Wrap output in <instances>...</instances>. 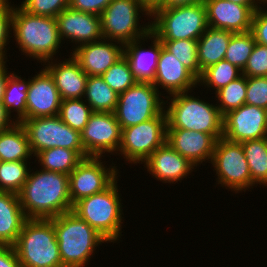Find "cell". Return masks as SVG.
Listing matches in <instances>:
<instances>
[{"label": "cell", "instance_id": "obj_1", "mask_svg": "<svg viewBox=\"0 0 267 267\" xmlns=\"http://www.w3.org/2000/svg\"><path fill=\"white\" fill-rule=\"evenodd\" d=\"M39 170L29 172L18 193L25 216L28 219H51L72 211L69 175L42 168Z\"/></svg>", "mask_w": 267, "mask_h": 267}, {"label": "cell", "instance_id": "obj_2", "mask_svg": "<svg viewBox=\"0 0 267 267\" xmlns=\"http://www.w3.org/2000/svg\"><path fill=\"white\" fill-rule=\"evenodd\" d=\"M12 30L19 49L45 64L54 59L62 42L56 18L33 15L20 6L13 7Z\"/></svg>", "mask_w": 267, "mask_h": 267}, {"label": "cell", "instance_id": "obj_3", "mask_svg": "<svg viewBox=\"0 0 267 267\" xmlns=\"http://www.w3.org/2000/svg\"><path fill=\"white\" fill-rule=\"evenodd\" d=\"M56 233L62 267H84L95 247L108 241L85 220L69 211L50 219Z\"/></svg>", "mask_w": 267, "mask_h": 267}, {"label": "cell", "instance_id": "obj_4", "mask_svg": "<svg viewBox=\"0 0 267 267\" xmlns=\"http://www.w3.org/2000/svg\"><path fill=\"white\" fill-rule=\"evenodd\" d=\"M13 247L21 267H62L50 219H27Z\"/></svg>", "mask_w": 267, "mask_h": 267}, {"label": "cell", "instance_id": "obj_5", "mask_svg": "<svg viewBox=\"0 0 267 267\" xmlns=\"http://www.w3.org/2000/svg\"><path fill=\"white\" fill-rule=\"evenodd\" d=\"M167 110V129H186L223 137V116L216 105L194 98L188 92L172 94Z\"/></svg>", "mask_w": 267, "mask_h": 267}, {"label": "cell", "instance_id": "obj_6", "mask_svg": "<svg viewBox=\"0 0 267 267\" xmlns=\"http://www.w3.org/2000/svg\"><path fill=\"white\" fill-rule=\"evenodd\" d=\"M120 201L116 179L104 191L75 202L72 212L85 220L107 241L115 242L121 235L123 209Z\"/></svg>", "mask_w": 267, "mask_h": 267}, {"label": "cell", "instance_id": "obj_7", "mask_svg": "<svg viewBox=\"0 0 267 267\" xmlns=\"http://www.w3.org/2000/svg\"><path fill=\"white\" fill-rule=\"evenodd\" d=\"M151 32L159 40H198L208 28L203 2L173 8H157L152 14Z\"/></svg>", "mask_w": 267, "mask_h": 267}, {"label": "cell", "instance_id": "obj_8", "mask_svg": "<svg viewBox=\"0 0 267 267\" xmlns=\"http://www.w3.org/2000/svg\"><path fill=\"white\" fill-rule=\"evenodd\" d=\"M141 11L151 18L140 0H112L100 15L103 39L126 44L148 35L151 24H138Z\"/></svg>", "mask_w": 267, "mask_h": 267}, {"label": "cell", "instance_id": "obj_9", "mask_svg": "<svg viewBox=\"0 0 267 267\" xmlns=\"http://www.w3.org/2000/svg\"><path fill=\"white\" fill-rule=\"evenodd\" d=\"M33 156L49 148L75 150L83 159L88 156L81 142L80 132L64 123L58 115L22 120Z\"/></svg>", "mask_w": 267, "mask_h": 267}, {"label": "cell", "instance_id": "obj_10", "mask_svg": "<svg viewBox=\"0 0 267 267\" xmlns=\"http://www.w3.org/2000/svg\"><path fill=\"white\" fill-rule=\"evenodd\" d=\"M159 92L152 83L136 82L119 94L114 114L121 129L158 116L166 104Z\"/></svg>", "mask_w": 267, "mask_h": 267}, {"label": "cell", "instance_id": "obj_11", "mask_svg": "<svg viewBox=\"0 0 267 267\" xmlns=\"http://www.w3.org/2000/svg\"><path fill=\"white\" fill-rule=\"evenodd\" d=\"M167 139V118L163 110L148 121L121 129L119 152L129 163L144 162Z\"/></svg>", "mask_w": 267, "mask_h": 267}, {"label": "cell", "instance_id": "obj_12", "mask_svg": "<svg viewBox=\"0 0 267 267\" xmlns=\"http://www.w3.org/2000/svg\"><path fill=\"white\" fill-rule=\"evenodd\" d=\"M210 163L218 176V184L236 193L251 188V173L241 143L219 138Z\"/></svg>", "mask_w": 267, "mask_h": 267}, {"label": "cell", "instance_id": "obj_13", "mask_svg": "<svg viewBox=\"0 0 267 267\" xmlns=\"http://www.w3.org/2000/svg\"><path fill=\"white\" fill-rule=\"evenodd\" d=\"M100 159L101 157L84 158L69 174L72 205L84 197L104 191L118 178L117 168H106Z\"/></svg>", "mask_w": 267, "mask_h": 267}, {"label": "cell", "instance_id": "obj_14", "mask_svg": "<svg viewBox=\"0 0 267 267\" xmlns=\"http://www.w3.org/2000/svg\"><path fill=\"white\" fill-rule=\"evenodd\" d=\"M80 135L88 157H102L105 152L118 153L121 127L114 113L93 112Z\"/></svg>", "mask_w": 267, "mask_h": 267}, {"label": "cell", "instance_id": "obj_15", "mask_svg": "<svg viewBox=\"0 0 267 267\" xmlns=\"http://www.w3.org/2000/svg\"><path fill=\"white\" fill-rule=\"evenodd\" d=\"M223 137L242 143L267 137V110L243 104L223 116Z\"/></svg>", "mask_w": 267, "mask_h": 267}, {"label": "cell", "instance_id": "obj_16", "mask_svg": "<svg viewBox=\"0 0 267 267\" xmlns=\"http://www.w3.org/2000/svg\"><path fill=\"white\" fill-rule=\"evenodd\" d=\"M208 27L233 33L251 31L252 17L260 5H241L228 0H203Z\"/></svg>", "mask_w": 267, "mask_h": 267}, {"label": "cell", "instance_id": "obj_17", "mask_svg": "<svg viewBox=\"0 0 267 267\" xmlns=\"http://www.w3.org/2000/svg\"><path fill=\"white\" fill-rule=\"evenodd\" d=\"M61 101L53 77L46 69H42L30 79L26 100V119L58 115Z\"/></svg>", "mask_w": 267, "mask_h": 267}, {"label": "cell", "instance_id": "obj_18", "mask_svg": "<svg viewBox=\"0 0 267 267\" xmlns=\"http://www.w3.org/2000/svg\"><path fill=\"white\" fill-rule=\"evenodd\" d=\"M70 54L88 76H101L110 66L124 56V44L101 39L77 45L73 53Z\"/></svg>", "mask_w": 267, "mask_h": 267}, {"label": "cell", "instance_id": "obj_19", "mask_svg": "<svg viewBox=\"0 0 267 267\" xmlns=\"http://www.w3.org/2000/svg\"><path fill=\"white\" fill-rule=\"evenodd\" d=\"M56 21L61 41L68 38L82 45L103 39L99 15L68 7L56 16Z\"/></svg>", "mask_w": 267, "mask_h": 267}, {"label": "cell", "instance_id": "obj_20", "mask_svg": "<svg viewBox=\"0 0 267 267\" xmlns=\"http://www.w3.org/2000/svg\"><path fill=\"white\" fill-rule=\"evenodd\" d=\"M166 142L194 166L212 160L217 139L204 132L186 129H167Z\"/></svg>", "mask_w": 267, "mask_h": 267}, {"label": "cell", "instance_id": "obj_21", "mask_svg": "<svg viewBox=\"0 0 267 267\" xmlns=\"http://www.w3.org/2000/svg\"><path fill=\"white\" fill-rule=\"evenodd\" d=\"M165 89L169 95L189 92L198 85V79L162 43L155 79L152 83Z\"/></svg>", "mask_w": 267, "mask_h": 267}, {"label": "cell", "instance_id": "obj_22", "mask_svg": "<svg viewBox=\"0 0 267 267\" xmlns=\"http://www.w3.org/2000/svg\"><path fill=\"white\" fill-rule=\"evenodd\" d=\"M144 162L147 171L164 183H173L186 178L195 167L167 142L158 147Z\"/></svg>", "mask_w": 267, "mask_h": 267}, {"label": "cell", "instance_id": "obj_23", "mask_svg": "<svg viewBox=\"0 0 267 267\" xmlns=\"http://www.w3.org/2000/svg\"><path fill=\"white\" fill-rule=\"evenodd\" d=\"M152 38L153 46L150 50H144L141 40ZM124 57L128 60L132 74L137 82L153 83L156 75L162 42L150 32L145 37L124 44Z\"/></svg>", "mask_w": 267, "mask_h": 267}, {"label": "cell", "instance_id": "obj_24", "mask_svg": "<svg viewBox=\"0 0 267 267\" xmlns=\"http://www.w3.org/2000/svg\"><path fill=\"white\" fill-rule=\"evenodd\" d=\"M64 62L47 61L44 68L55 81L62 100L81 99L84 97L88 75L81 69L78 62L70 55Z\"/></svg>", "mask_w": 267, "mask_h": 267}, {"label": "cell", "instance_id": "obj_25", "mask_svg": "<svg viewBox=\"0 0 267 267\" xmlns=\"http://www.w3.org/2000/svg\"><path fill=\"white\" fill-rule=\"evenodd\" d=\"M28 218L17 193L0 191V245H14Z\"/></svg>", "mask_w": 267, "mask_h": 267}, {"label": "cell", "instance_id": "obj_26", "mask_svg": "<svg viewBox=\"0 0 267 267\" xmlns=\"http://www.w3.org/2000/svg\"><path fill=\"white\" fill-rule=\"evenodd\" d=\"M233 32L208 27L199 37L198 62L201 72L225 58Z\"/></svg>", "mask_w": 267, "mask_h": 267}, {"label": "cell", "instance_id": "obj_27", "mask_svg": "<svg viewBox=\"0 0 267 267\" xmlns=\"http://www.w3.org/2000/svg\"><path fill=\"white\" fill-rule=\"evenodd\" d=\"M28 137L21 123L0 131V161H27L32 157Z\"/></svg>", "mask_w": 267, "mask_h": 267}, {"label": "cell", "instance_id": "obj_28", "mask_svg": "<svg viewBox=\"0 0 267 267\" xmlns=\"http://www.w3.org/2000/svg\"><path fill=\"white\" fill-rule=\"evenodd\" d=\"M117 94L102 78V76H88L85 94L86 102L93 112L114 113L117 102Z\"/></svg>", "mask_w": 267, "mask_h": 267}, {"label": "cell", "instance_id": "obj_29", "mask_svg": "<svg viewBox=\"0 0 267 267\" xmlns=\"http://www.w3.org/2000/svg\"><path fill=\"white\" fill-rule=\"evenodd\" d=\"M251 173V187L267 186V137L241 143Z\"/></svg>", "mask_w": 267, "mask_h": 267}, {"label": "cell", "instance_id": "obj_30", "mask_svg": "<svg viewBox=\"0 0 267 267\" xmlns=\"http://www.w3.org/2000/svg\"><path fill=\"white\" fill-rule=\"evenodd\" d=\"M35 157L41 163L42 170L69 175L83 158L75 151L66 148H49L38 152Z\"/></svg>", "mask_w": 267, "mask_h": 267}, {"label": "cell", "instance_id": "obj_31", "mask_svg": "<svg viewBox=\"0 0 267 267\" xmlns=\"http://www.w3.org/2000/svg\"><path fill=\"white\" fill-rule=\"evenodd\" d=\"M29 85V79L28 81H24V79L15 73H11L6 84L2 103L10 116L12 113L11 110L14 108L13 112H17V118L15 120L17 123L26 119V100Z\"/></svg>", "mask_w": 267, "mask_h": 267}, {"label": "cell", "instance_id": "obj_32", "mask_svg": "<svg viewBox=\"0 0 267 267\" xmlns=\"http://www.w3.org/2000/svg\"><path fill=\"white\" fill-rule=\"evenodd\" d=\"M240 76H242V70L223 59L204 69L198 83H203L201 85L205 84L208 88L213 87L217 92Z\"/></svg>", "mask_w": 267, "mask_h": 267}, {"label": "cell", "instance_id": "obj_33", "mask_svg": "<svg viewBox=\"0 0 267 267\" xmlns=\"http://www.w3.org/2000/svg\"><path fill=\"white\" fill-rule=\"evenodd\" d=\"M163 46L197 78L201 77L198 62V42L192 39L160 40Z\"/></svg>", "mask_w": 267, "mask_h": 267}, {"label": "cell", "instance_id": "obj_34", "mask_svg": "<svg viewBox=\"0 0 267 267\" xmlns=\"http://www.w3.org/2000/svg\"><path fill=\"white\" fill-rule=\"evenodd\" d=\"M246 91L247 77L242 75L215 92L217 100L221 103L217 105L220 114L224 116L228 112L245 104Z\"/></svg>", "mask_w": 267, "mask_h": 267}, {"label": "cell", "instance_id": "obj_35", "mask_svg": "<svg viewBox=\"0 0 267 267\" xmlns=\"http://www.w3.org/2000/svg\"><path fill=\"white\" fill-rule=\"evenodd\" d=\"M92 113L93 111L86 100L83 101L82 98L66 99L61 101L58 116L69 127L81 132Z\"/></svg>", "mask_w": 267, "mask_h": 267}, {"label": "cell", "instance_id": "obj_36", "mask_svg": "<svg viewBox=\"0 0 267 267\" xmlns=\"http://www.w3.org/2000/svg\"><path fill=\"white\" fill-rule=\"evenodd\" d=\"M26 161H0V191L19 193L29 175Z\"/></svg>", "mask_w": 267, "mask_h": 267}, {"label": "cell", "instance_id": "obj_37", "mask_svg": "<svg viewBox=\"0 0 267 267\" xmlns=\"http://www.w3.org/2000/svg\"><path fill=\"white\" fill-rule=\"evenodd\" d=\"M255 44L251 31L233 33L224 59L243 70Z\"/></svg>", "mask_w": 267, "mask_h": 267}, {"label": "cell", "instance_id": "obj_38", "mask_svg": "<svg viewBox=\"0 0 267 267\" xmlns=\"http://www.w3.org/2000/svg\"><path fill=\"white\" fill-rule=\"evenodd\" d=\"M101 76L117 94L125 92L137 82L131 72L128 60L124 56L110 66Z\"/></svg>", "mask_w": 267, "mask_h": 267}, {"label": "cell", "instance_id": "obj_39", "mask_svg": "<svg viewBox=\"0 0 267 267\" xmlns=\"http://www.w3.org/2000/svg\"><path fill=\"white\" fill-rule=\"evenodd\" d=\"M69 4L70 0H25L20 7L33 15L56 18Z\"/></svg>", "mask_w": 267, "mask_h": 267}, {"label": "cell", "instance_id": "obj_40", "mask_svg": "<svg viewBox=\"0 0 267 267\" xmlns=\"http://www.w3.org/2000/svg\"><path fill=\"white\" fill-rule=\"evenodd\" d=\"M245 104L267 110V76L247 77Z\"/></svg>", "mask_w": 267, "mask_h": 267}, {"label": "cell", "instance_id": "obj_41", "mask_svg": "<svg viewBox=\"0 0 267 267\" xmlns=\"http://www.w3.org/2000/svg\"><path fill=\"white\" fill-rule=\"evenodd\" d=\"M242 75L246 77L267 76V46L255 44L242 70Z\"/></svg>", "mask_w": 267, "mask_h": 267}, {"label": "cell", "instance_id": "obj_42", "mask_svg": "<svg viewBox=\"0 0 267 267\" xmlns=\"http://www.w3.org/2000/svg\"><path fill=\"white\" fill-rule=\"evenodd\" d=\"M13 5L10 6L8 0H0V54L6 59L5 52L12 30ZM5 49V50H4Z\"/></svg>", "mask_w": 267, "mask_h": 267}, {"label": "cell", "instance_id": "obj_43", "mask_svg": "<svg viewBox=\"0 0 267 267\" xmlns=\"http://www.w3.org/2000/svg\"><path fill=\"white\" fill-rule=\"evenodd\" d=\"M251 32L257 44L267 46V10L262 7L253 14Z\"/></svg>", "mask_w": 267, "mask_h": 267}, {"label": "cell", "instance_id": "obj_44", "mask_svg": "<svg viewBox=\"0 0 267 267\" xmlns=\"http://www.w3.org/2000/svg\"><path fill=\"white\" fill-rule=\"evenodd\" d=\"M112 0H70L69 7L82 12L101 15Z\"/></svg>", "mask_w": 267, "mask_h": 267}, {"label": "cell", "instance_id": "obj_45", "mask_svg": "<svg viewBox=\"0 0 267 267\" xmlns=\"http://www.w3.org/2000/svg\"><path fill=\"white\" fill-rule=\"evenodd\" d=\"M0 267H21L12 245H0Z\"/></svg>", "mask_w": 267, "mask_h": 267}, {"label": "cell", "instance_id": "obj_46", "mask_svg": "<svg viewBox=\"0 0 267 267\" xmlns=\"http://www.w3.org/2000/svg\"><path fill=\"white\" fill-rule=\"evenodd\" d=\"M11 116L8 114L3 103H0V131L6 130L12 127L16 121L10 119Z\"/></svg>", "mask_w": 267, "mask_h": 267}, {"label": "cell", "instance_id": "obj_47", "mask_svg": "<svg viewBox=\"0 0 267 267\" xmlns=\"http://www.w3.org/2000/svg\"><path fill=\"white\" fill-rule=\"evenodd\" d=\"M6 61L0 64V103L3 102L6 84L11 74L7 73Z\"/></svg>", "mask_w": 267, "mask_h": 267}, {"label": "cell", "instance_id": "obj_48", "mask_svg": "<svg viewBox=\"0 0 267 267\" xmlns=\"http://www.w3.org/2000/svg\"><path fill=\"white\" fill-rule=\"evenodd\" d=\"M203 2V0H165L160 8H173L179 6L194 5Z\"/></svg>", "mask_w": 267, "mask_h": 267}, {"label": "cell", "instance_id": "obj_49", "mask_svg": "<svg viewBox=\"0 0 267 267\" xmlns=\"http://www.w3.org/2000/svg\"><path fill=\"white\" fill-rule=\"evenodd\" d=\"M165 0H145V8L152 14L157 8H160Z\"/></svg>", "mask_w": 267, "mask_h": 267}, {"label": "cell", "instance_id": "obj_50", "mask_svg": "<svg viewBox=\"0 0 267 267\" xmlns=\"http://www.w3.org/2000/svg\"><path fill=\"white\" fill-rule=\"evenodd\" d=\"M233 3L241 4V5H258L262 4L260 2H265V0H228Z\"/></svg>", "mask_w": 267, "mask_h": 267}, {"label": "cell", "instance_id": "obj_51", "mask_svg": "<svg viewBox=\"0 0 267 267\" xmlns=\"http://www.w3.org/2000/svg\"><path fill=\"white\" fill-rule=\"evenodd\" d=\"M5 58L0 54V64L3 63Z\"/></svg>", "mask_w": 267, "mask_h": 267}, {"label": "cell", "instance_id": "obj_52", "mask_svg": "<svg viewBox=\"0 0 267 267\" xmlns=\"http://www.w3.org/2000/svg\"><path fill=\"white\" fill-rule=\"evenodd\" d=\"M143 4V6L145 7V0H140Z\"/></svg>", "mask_w": 267, "mask_h": 267}]
</instances>
